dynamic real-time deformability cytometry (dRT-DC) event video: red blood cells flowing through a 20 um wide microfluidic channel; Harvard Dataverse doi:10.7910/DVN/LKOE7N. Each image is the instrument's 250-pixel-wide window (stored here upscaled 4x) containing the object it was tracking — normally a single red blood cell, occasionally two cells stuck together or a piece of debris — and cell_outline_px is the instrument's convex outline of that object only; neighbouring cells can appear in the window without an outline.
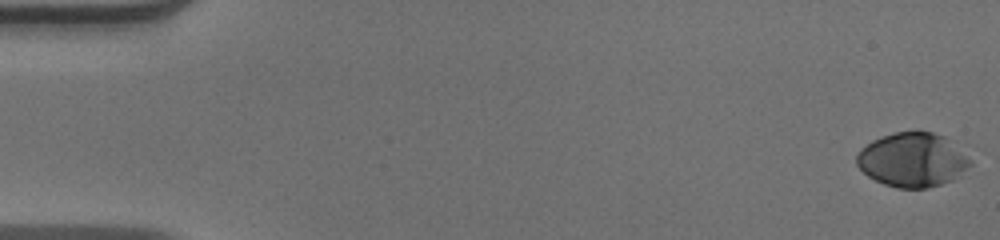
{"species": "human", "species_latin": "Homo sapiens", "temperature_condition": "warm", "stored_images_in_passage": 17, "segment_of_instrument_passage": [1, 2], "camera_frame_rate_fps": 3000, "um_per_image_px": 0.085, "donor": {"sex": "male"}, "frame": {"image": 1, "passage_image": 1, "time_ms": 0.0, "image_size_px": [1000, 240], "cell_outline_px": [[976, 148], [972, 164], [952, 180], [928, 188], [896, 188], [884, 184], [868, 176], [856, 164], [856, 156], [860, 148], [872, 140], [880, 136], [892, 132], [916, 128], [932, 132], [968, 144]], "centroid_in_image_um": [77.73, 13.5], "position_along_channel_um": 7.3, "area_um2": 38.03}}
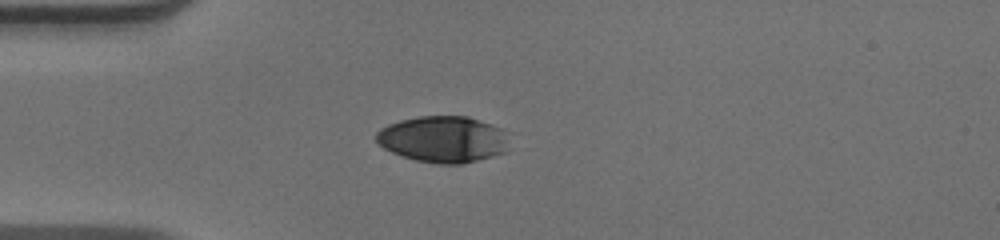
{"frame": {"image": 2, "passage_image": 15, "time_ms": 4.667, "image_size_px": [1000, 240], "cell_outline_px": [[508, 152], [460, 164], [436, 164], [416, 160], [392, 152], [384, 148], [376, 140], [376, 132], [380, 128], [388, 124], [400, 120], [420, 116], [468, 116], [492, 124], [500, 128]], "centroid_in_image_um": [37.62, 11.83], "position_along_channel_um": 47.4, "area_um2": 35.6}}